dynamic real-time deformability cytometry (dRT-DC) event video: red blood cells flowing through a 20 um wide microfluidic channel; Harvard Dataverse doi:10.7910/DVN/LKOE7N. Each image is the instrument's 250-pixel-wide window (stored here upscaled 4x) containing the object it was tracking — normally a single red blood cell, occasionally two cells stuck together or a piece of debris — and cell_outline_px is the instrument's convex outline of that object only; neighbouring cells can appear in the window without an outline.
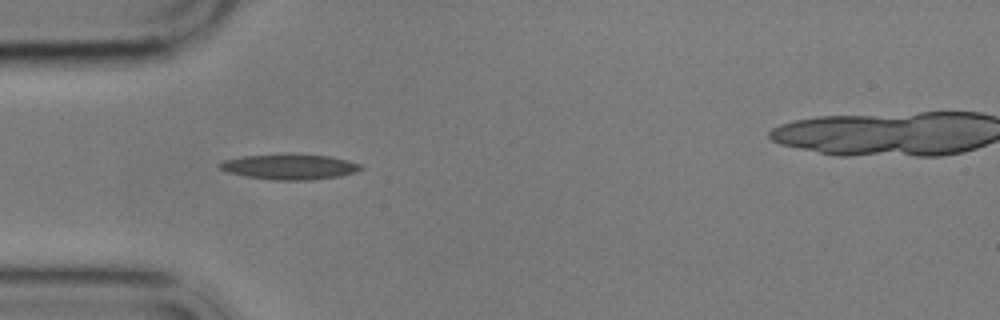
{"species": "common noctule bat (a hibernating species)", "species_latin": "Nyctalus noctula", "temperature_condition": "cold", "stored_images_in_passage": 6, "camera_frame_rate_fps": 3000, "um_per_image_px": 0.085, "animal": {"sex": "male", "body_mass_g": 17.9}, "frame": {"image": 1, "passage_image": 4, "time_ms": 3.333, "image_size_px": [1000, 320], "cell_outline_px": [[364, 168], [356, 172], [340, 176], [312, 180], [272, 180], [244, 176], [228, 172], [220, 168], [216, 164], [224, 160], [240, 156], [288, 152], [292, 152], [328, 156], [348, 160], [360, 164]], "centroid_in_image_um": [24.6, 14.15], "position_along_channel_um": 60.4, "area_um2": 21.56}}
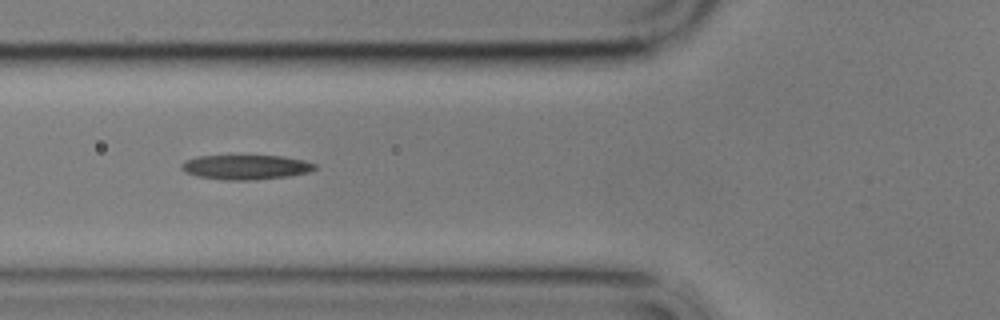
{"frame": {"image": 2, "passage_image": 5, "time_ms": 4.667, "image_size_px": [1000, 320], "cell_outline_px": [[320, 168], [308, 172], [288, 176], [252, 180], [224, 180], [196, 176], [184, 172], [180, 168], [180, 164], [184, 160], [200, 156], [280, 156], [304, 160], [316, 164]], "centroid_in_image_um": [20.88, 14.21], "position_along_channel_um": 104.9, "area_um2": 19.25}}
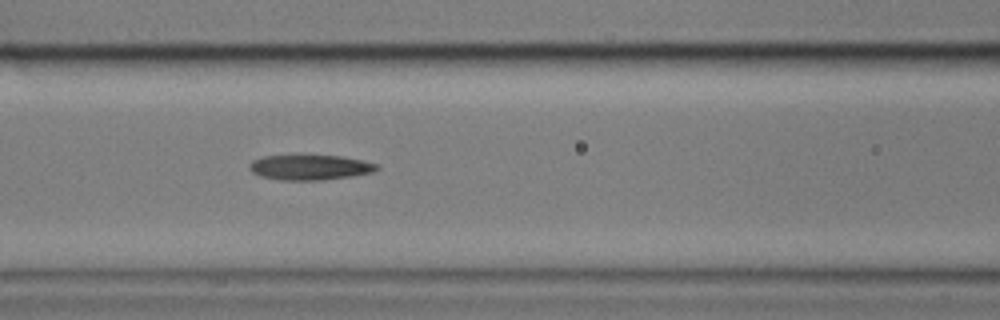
{"frame": {"image": 3, "passage_image": 6, "time_ms": 5.667, "image_size_px": [1000, 320], "cell_outline_px": [[380, 168], [372, 172], [352, 176], [324, 180], [280, 180], [260, 176], [252, 172], [248, 168], [248, 164], [252, 160], [264, 156], [296, 152], [300, 152], [340, 156], [364, 160], [380, 164]], "centroid_in_image_um": [26.32, 14.17], "position_along_channel_um": 140.3, "area_um2": 19.88}}